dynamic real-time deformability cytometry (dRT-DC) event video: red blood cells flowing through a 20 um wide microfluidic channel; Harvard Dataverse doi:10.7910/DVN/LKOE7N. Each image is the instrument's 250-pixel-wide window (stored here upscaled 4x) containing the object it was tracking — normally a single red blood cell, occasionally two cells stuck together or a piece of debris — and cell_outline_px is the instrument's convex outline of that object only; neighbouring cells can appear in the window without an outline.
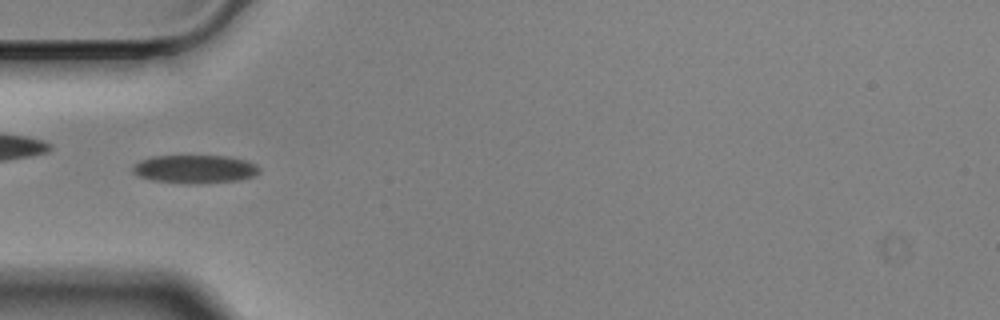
{"species": "Egyptian fruit bat (a non-hibernating species)", "species_latin": "Rousettus aegyptiacus", "temperature_condition": "cold", "stored_images_in_passage": 55, "camera_frame_rate_fps": 3000, "um_per_image_px": 0.085, "animal": {"sex": "male"}, "frame": {"image": 1, "passage_image": 17, "time_ms": 5.333, "image_size_px": [1000, 320], "cell_outline_px": [[260, 172], [252, 176], [240, 180], [188, 184], [184, 184], [152, 180], [136, 176], [132, 172], [132, 168], [140, 160], [152, 156], [228, 156], [244, 160], [256, 164], [260, 168]], "centroid_in_image_um": [16.54, 14.37], "position_along_channel_um": 68.5, "area_um2": 20.92}}
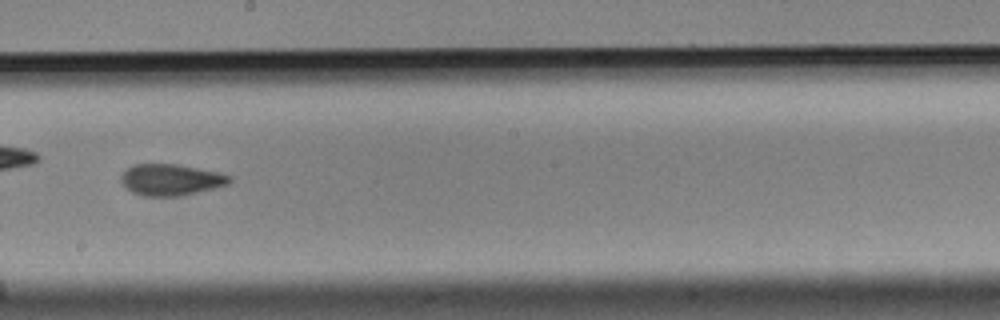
{"frame": {"image": 2, "passage_image": 31, "time_ms": 10.0, "image_size_px": [1000, 320], "cell_outline_px": [[232, 180], [228, 184], [180, 196], [144, 196], [132, 192], [120, 180], [120, 176], [128, 168], [136, 164], [176, 164], [220, 172], [232, 176]], "centroid_in_image_um": [14.54, 15.27], "position_along_channel_um": 233.7, "area_um2": 19.65}}
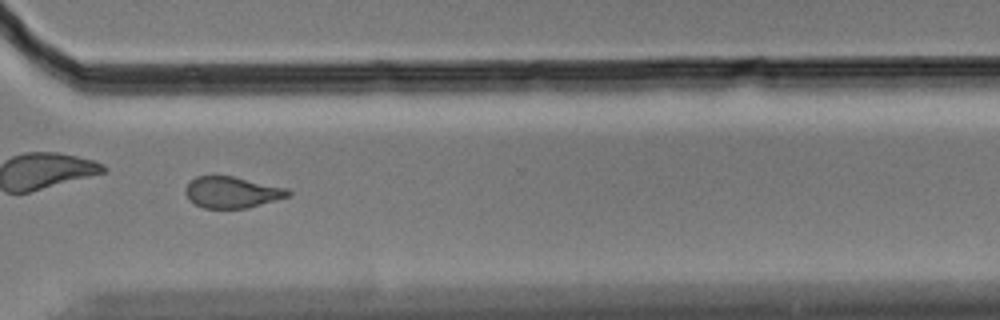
{"frame": {"image": 3, "passage_image": 41, "time_ms": 13.333, "image_size_px": [1000, 320], "cell_outline_px": [[292, 192], [288, 196], [248, 208], [204, 208], [188, 200], [184, 192], [184, 188], [196, 176], [232, 176], [288, 188]], "centroid_in_image_um": [19.7, 16.34], "position_along_channel_um": 350.9, "area_um2": 18.67}, "authors_computed_cell_mechanics": {"area_um2": 19.652, "velocity_mm_per_s": 3.5217, "shape_relaxation_time_tau1_ms": 5.411, "shape_relaxation_time_tau2_ms": 2.2316, "deformation_change_tau1": 0.1297, "deformation_change_tau2": 0.0753}}